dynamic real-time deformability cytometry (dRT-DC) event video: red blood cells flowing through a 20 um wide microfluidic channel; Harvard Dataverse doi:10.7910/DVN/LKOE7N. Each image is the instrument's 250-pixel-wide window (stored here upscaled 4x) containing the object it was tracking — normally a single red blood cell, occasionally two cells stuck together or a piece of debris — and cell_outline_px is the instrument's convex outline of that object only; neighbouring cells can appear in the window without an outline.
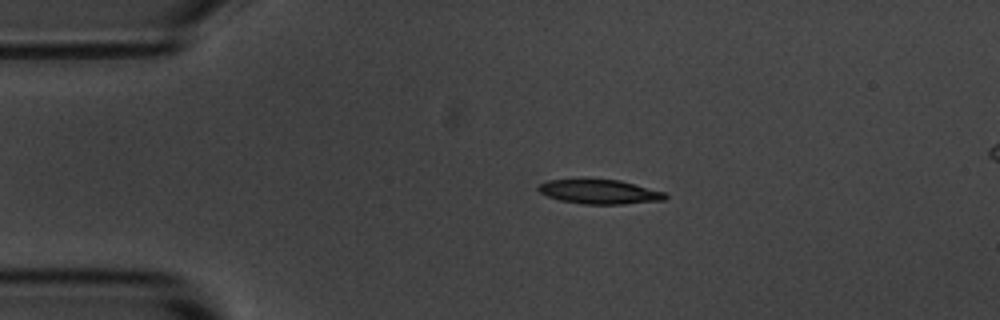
{"species": "common noctule bat (a hibernating species)", "species_latin": "Nyctalus noctula", "temperature_condition": "room temperature", "stored_images_in_passage": 4, "segment_of_instrument_passage": [1, 2], "camera_frame_rate_fps": 3000, "um_per_image_px": 0.085, "animal": {"sex": "male", "body_mass_g": 20.1, "forearm_length_mm": 53.5}, "frame": {"image": 1, "passage_image": 2, "time_ms": 2.0, "image_size_px": [1000, 320], "cell_outline_px": [[668, 196], [664, 200], [624, 204], [584, 204], [560, 200], [548, 196], [540, 192], [536, 188], [540, 184], [548, 180], [580, 176], [584, 176], [620, 180], [664, 192]], "centroid_in_image_um": [50.89, 16.24], "position_along_channel_um": 34.1, "area_um2": 18.79}}